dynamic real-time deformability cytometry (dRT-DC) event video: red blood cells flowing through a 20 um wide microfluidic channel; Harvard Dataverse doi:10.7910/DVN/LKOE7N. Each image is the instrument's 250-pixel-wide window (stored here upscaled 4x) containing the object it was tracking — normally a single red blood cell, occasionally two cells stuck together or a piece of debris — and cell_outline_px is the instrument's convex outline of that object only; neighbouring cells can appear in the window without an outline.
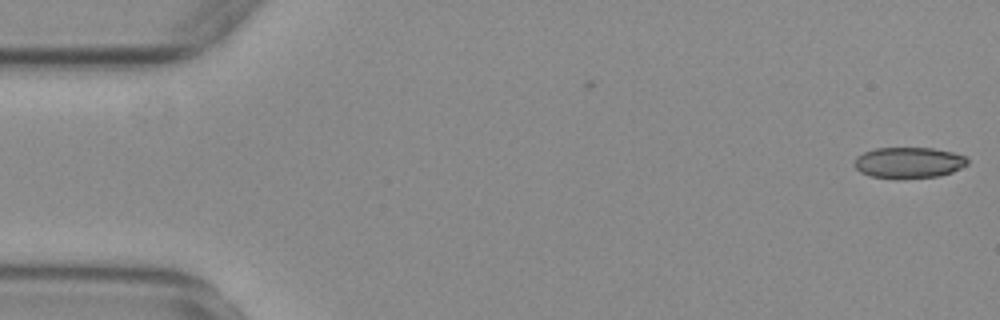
{"species": "common noctule bat (a hibernating species)", "species_latin": "Nyctalus noctula", "temperature_condition": "warm", "stored_images_in_passage": 3, "camera_frame_rate_fps": 3000, "um_per_image_px": 0.085, "animal": {"sex": "female", "body_mass_g": 29.2, "forearm_length_mm": 56.3}, "frame": {"image": 1, "passage_image": 3, "time_ms": 0.667, "image_size_px": [1000, 320], "cell_outline_px": [[968, 164], [952, 172], [940, 176], [872, 176], [860, 172], [852, 164], [856, 156], [864, 152], [876, 148], [932, 148], [952, 152], [964, 156], [968, 160]], "centroid_in_image_um": [77.23, 13.78], "position_along_channel_um": 7.8, "area_um2": 19.77}}